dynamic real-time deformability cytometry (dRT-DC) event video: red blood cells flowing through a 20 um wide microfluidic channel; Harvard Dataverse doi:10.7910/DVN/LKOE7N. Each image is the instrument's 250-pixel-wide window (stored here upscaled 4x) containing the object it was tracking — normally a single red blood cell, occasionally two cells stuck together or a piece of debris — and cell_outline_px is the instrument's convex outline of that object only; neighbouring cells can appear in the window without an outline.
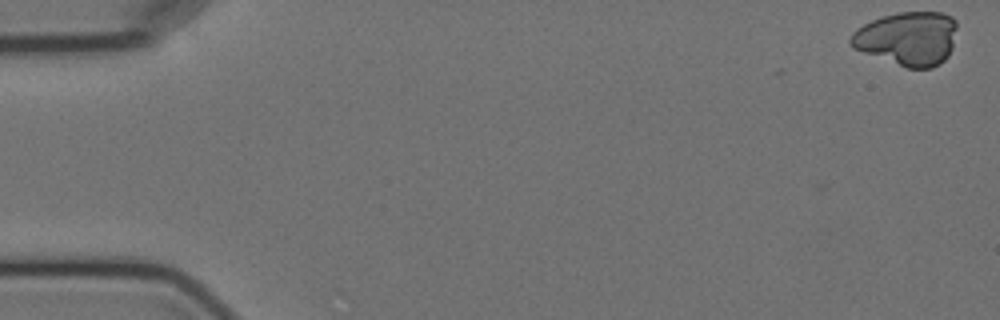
{"species": "Egyptian fruit bat (a non-hibernating species)", "species_latin": "Rousettus aegyptiacus", "temperature_condition": "cold", "stored_images_in_passage": 8, "camera_frame_rate_fps": 3000, "um_per_image_px": 0.085, "animal": {"sex": "female"}, "frame": {"image": 1, "passage_image": 1, "time_ms": 0.0, "image_size_px": [1000, 320], "cell_outline_px": [[956, 28], [952, 48], [948, 56], [940, 64], [932, 68], [908, 68], [852, 48], [848, 40], [852, 32], [856, 28], [872, 20], [896, 12], [940, 12], [952, 16], [956, 20]], "centroid_in_image_um": [77.14, 3.26], "position_along_channel_um": 7.9, "area_um2": 33.41}}